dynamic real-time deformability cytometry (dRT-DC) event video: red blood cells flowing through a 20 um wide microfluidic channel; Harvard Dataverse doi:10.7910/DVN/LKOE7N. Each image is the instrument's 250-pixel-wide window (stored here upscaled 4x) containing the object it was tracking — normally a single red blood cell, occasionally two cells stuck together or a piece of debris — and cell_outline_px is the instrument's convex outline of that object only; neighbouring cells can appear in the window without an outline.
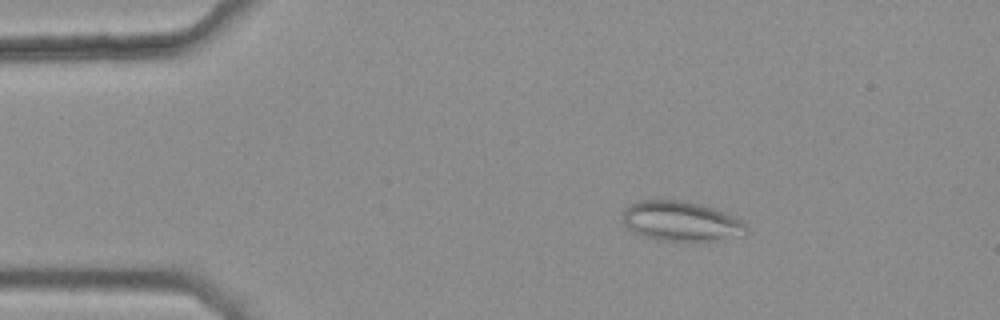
{"species": "common noctule bat (a hibernating species)", "species_latin": "Nyctalus noctula", "temperature_condition": "warm", "stored_images_in_passage": 5, "camera_frame_rate_fps": 3000, "um_per_image_px": 0.085, "animal": {"sex": "female", "body_mass_g": 25.1}, "frame": {"image": 1, "passage_image": 3, "time_ms": 0.667, "image_size_px": [1000, 320], "cell_outline_px": [[748, 232], [712, 240], [660, 240], [640, 236], [628, 228], [624, 224], [624, 208], [640, 200], [684, 200], [700, 204], [736, 216], [744, 220], [748, 228]], "centroid_in_image_um": [57.87, 18.78], "position_along_channel_um": 27.1, "area_um2": 28.38}}